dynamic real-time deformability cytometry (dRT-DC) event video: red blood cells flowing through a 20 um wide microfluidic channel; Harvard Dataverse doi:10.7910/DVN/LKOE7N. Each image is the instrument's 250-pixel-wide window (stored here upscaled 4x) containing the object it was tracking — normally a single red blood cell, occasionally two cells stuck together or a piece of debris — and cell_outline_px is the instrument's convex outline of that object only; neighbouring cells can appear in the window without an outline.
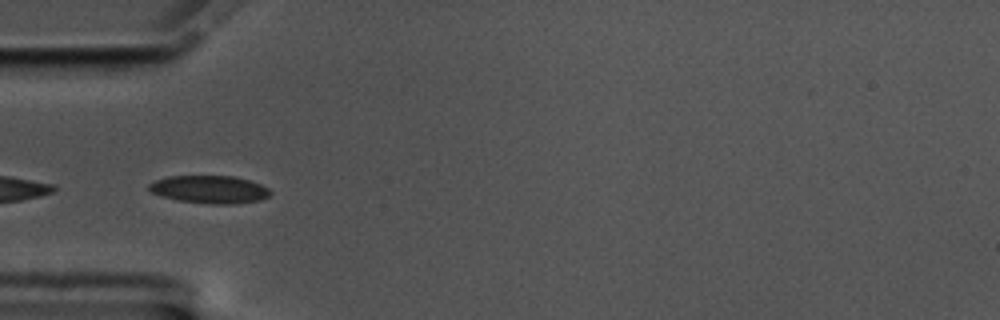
{"species": "common noctule bat (a hibernating species)", "species_latin": "Nyctalus noctula", "temperature_condition": "cold", "stored_images_in_passage": 28, "camera_frame_rate_fps": 3000, "um_per_image_px": 0.085, "animal": {"sex": "male", "body_mass_g": 17.5, "forearm_length_mm": 52.3}, "frame": {"image": 1, "passage_image": 9, "time_ms": 2.667, "image_size_px": [1000, 320], "cell_outline_px": [[272, 192], [268, 196], [260, 200], [236, 204], [208, 204], [176, 200], [152, 192], [148, 188], [148, 184], [156, 180], [168, 176], [232, 176], [248, 180], [260, 184], [268, 188]], "centroid_in_image_um": [17.82, 16.11], "position_along_channel_um": 67.2, "area_um2": 19.59}}